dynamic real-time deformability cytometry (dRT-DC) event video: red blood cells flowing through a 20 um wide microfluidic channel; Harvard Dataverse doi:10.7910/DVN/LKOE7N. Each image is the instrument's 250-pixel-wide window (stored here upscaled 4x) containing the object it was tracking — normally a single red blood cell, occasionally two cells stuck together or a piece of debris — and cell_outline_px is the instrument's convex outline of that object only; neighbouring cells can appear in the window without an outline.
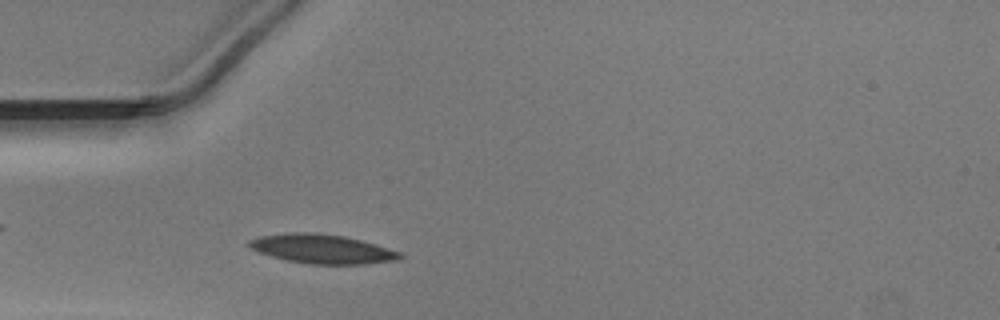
{"species": "Egyptian fruit bat (a non-hibernating species)", "species_latin": "Rousettus aegyptiacus", "temperature_condition": "warm", "stored_images_in_passage": 40, "camera_frame_rate_fps": 3000, "um_per_image_px": 0.085, "animal": {"sex": "male"}, "frame": {"image": 1, "passage_image": 7, "time_ms": 2.0, "image_size_px": [1000, 320], "cell_outline_px": [[404, 256], [396, 260], [364, 264], [308, 264], [288, 260], [272, 256], [260, 252], [252, 248], [248, 244], [248, 240], [260, 236], [292, 232], [312, 232], [344, 236], [376, 244], [400, 252]], "centroid_in_image_um": [27.4, 21.15], "position_along_channel_um": 57.6, "area_um2": 25.37}}
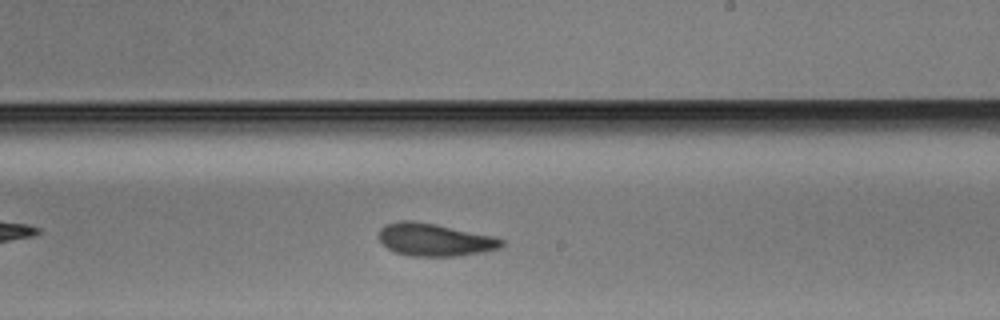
{"frame": {"image": 2, "passage_image": 22, "time_ms": 7.0, "image_size_px": [1000, 320], "cell_outline_px": [[504, 244], [500, 248], [484, 252], [460, 256], [412, 256], [396, 252], [388, 248], [376, 236], [380, 228], [384, 224], [400, 220], [416, 220], [496, 236], [504, 240]], "centroid_in_image_um": [36.95, 20.36], "position_along_channel_um": 252.0, "area_um2": 23.76}}
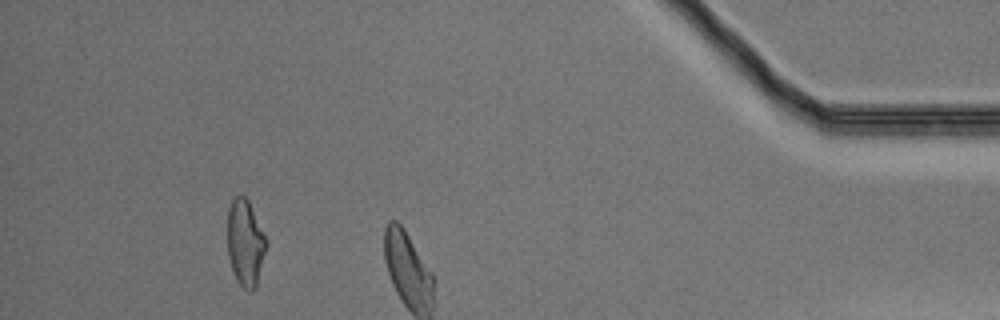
{"frame": {"image": 3, "passage_image": 36, "time_ms": 11.667, "image_size_px": [1000, 320], "cell_outline_px": [[268, 240], [256, 284], [248, 292], [236, 280], [228, 256], [228, 208], [232, 200], [240, 192], [248, 200]], "centroid_in_image_um": [20.84, 20.58], "position_along_channel_um": 414.4, "area_um2": 19.31}}